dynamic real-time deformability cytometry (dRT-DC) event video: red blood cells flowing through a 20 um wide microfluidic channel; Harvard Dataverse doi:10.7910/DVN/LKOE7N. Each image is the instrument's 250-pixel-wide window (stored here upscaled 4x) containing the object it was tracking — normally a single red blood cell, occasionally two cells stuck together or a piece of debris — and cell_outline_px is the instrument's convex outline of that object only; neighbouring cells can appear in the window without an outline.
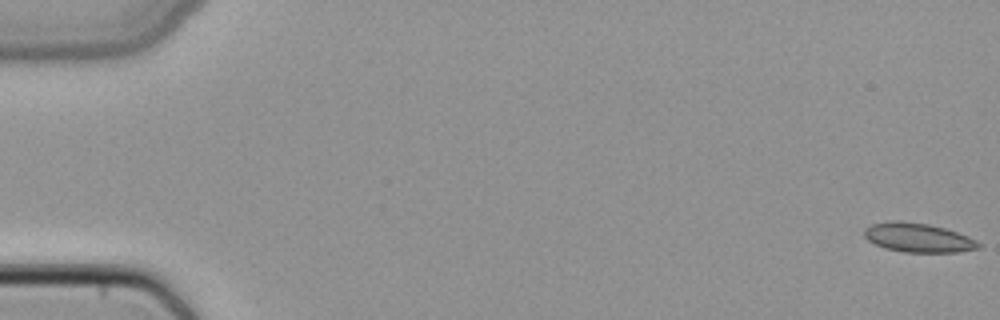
{"species": "common noctule bat (a hibernating species)", "species_latin": "Nyctalus noctula", "temperature_condition": "cold", "stored_images_in_passage": 5, "camera_frame_rate_fps": 3000, "um_per_image_px": 0.085, "animal": {"sex": "female", "body_mass_g": 22.7, "forearm_length_mm": 54.2}, "frame": {"image": 1, "passage_image": 1, "time_ms": 0.0, "image_size_px": [1000, 320], "cell_outline_px": [[984, 244], [980, 248], [960, 252], [904, 252], [884, 248], [868, 240], [864, 236], [864, 228], [872, 224], [888, 220], [900, 220], [928, 224], [944, 228], [968, 236]], "centroid_in_image_um": [78.05, 20.2], "position_along_channel_um": 6.9, "area_um2": 19.59}}
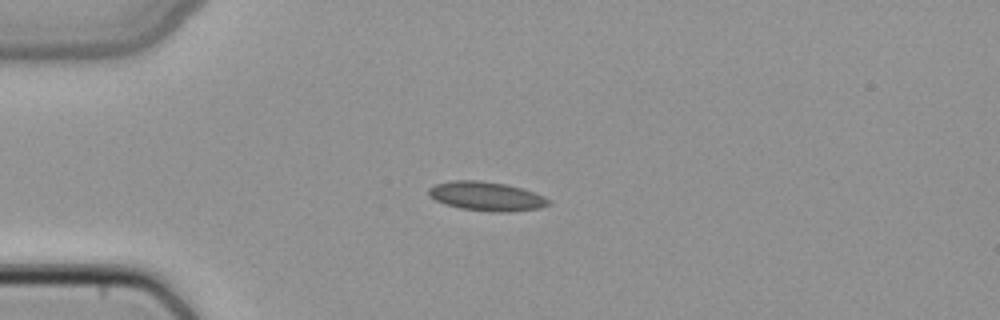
{"frame": {"image": 2, "passage_image": 4, "time_ms": 1.0, "image_size_px": [1000, 320], "cell_outline_px": [[552, 204], [540, 208], [508, 212], [492, 212], [460, 208], [444, 204], [436, 200], [428, 192], [428, 188], [436, 184], [452, 180], [480, 180], [508, 184], [524, 188], [544, 196], [552, 200]], "centroid_in_image_um": [41.41, 16.68], "position_along_channel_um": 43.6, "area_um2": 20.58}}